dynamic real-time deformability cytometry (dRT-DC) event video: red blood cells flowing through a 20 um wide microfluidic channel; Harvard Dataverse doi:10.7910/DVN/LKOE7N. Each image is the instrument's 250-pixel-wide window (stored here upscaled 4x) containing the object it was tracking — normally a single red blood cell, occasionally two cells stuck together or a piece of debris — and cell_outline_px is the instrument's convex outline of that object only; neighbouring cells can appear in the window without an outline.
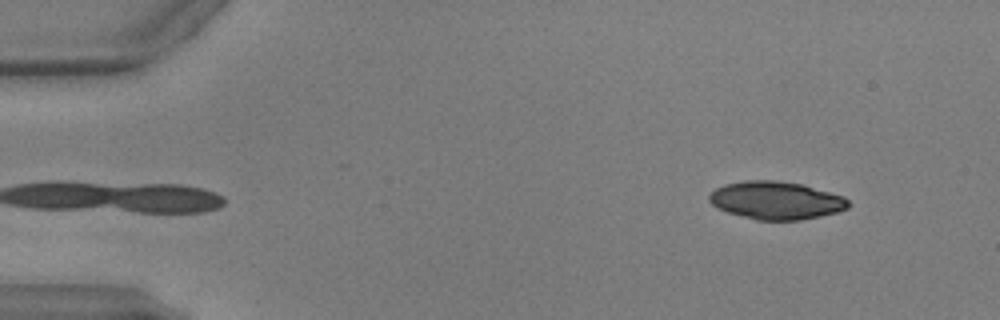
{"species": "common noctule bat (a hibernating species)", "species_latin": "Nyctalus noctula", "temperature_condition": "warm", "stored_images_in_passage": 11, "camera_frame_rate_fps": 3000, "um_per_image_px": 0.085, "animal": {"sex": "male", "body_mass_g": 17.9, "forearm_length_mm": 54.2}, "frame": {"image": 1, "passage_image": 1, "time_ms": 0.0, "image_size_px": [1000, 320], "cell_outline_px": [[848, 208], [836, 212], [820, 216], [800, 220], [756, 220], [728, 212], [716, 208], [708, 200], [708, 196], [716, 188], [724, 184], [744, 180], [776, 180], [800, 184], [844, 196], [848, 200]], "centroid_in_image_um": [65.93, 17.03], "position_along_channel_um": 19.1, "area_um2": 30.63}}
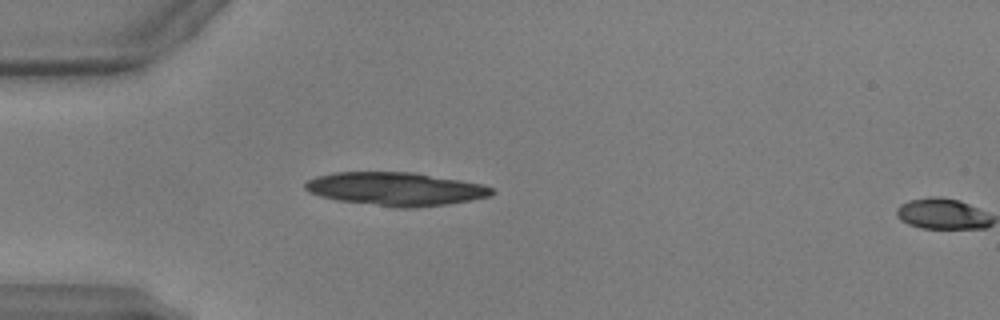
{"frame": {"image": 2, "passage_image": 10, "time_ms": 3.0, "image_size_px": [1000, 320], "cell_outline_px": [[496, 192], [492, 196], [472, 200], [448, 204], [412, 208], [396, 208], [336, 200], [320, 196], [308, 192], [304, 188], [304, 184], [308, 180], [316, 176], [332, 172], [416, 172], [484, 184], [492, 188]], "centroid_in_image_um": [33.65, 16.06], "position_along_channel_um": 51.3, "area_um2": 36.76}}